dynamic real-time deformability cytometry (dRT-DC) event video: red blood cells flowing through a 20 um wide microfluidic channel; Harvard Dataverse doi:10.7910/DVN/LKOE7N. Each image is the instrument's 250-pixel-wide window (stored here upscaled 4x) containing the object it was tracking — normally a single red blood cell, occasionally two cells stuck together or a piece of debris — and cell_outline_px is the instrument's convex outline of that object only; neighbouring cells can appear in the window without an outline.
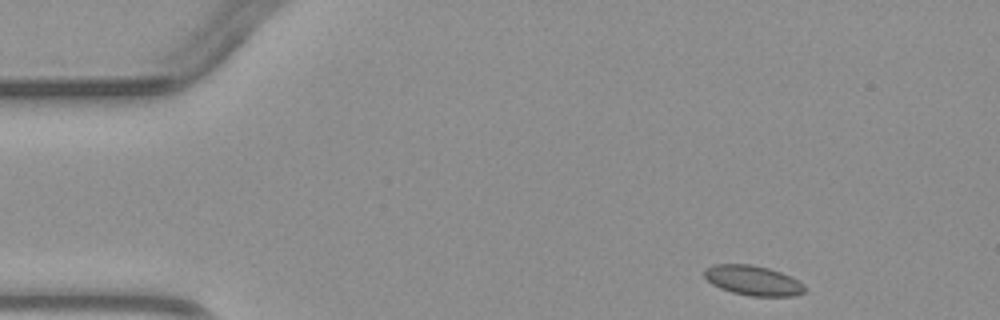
{"species": "common noctule bat (a hibernating species)", "species_latin": "Nyctalus noctula", "temperature_condition": "warm", "stored_images_in_passage": 3, "camera_frame_rate_fps": 3000, "um_per_image_px": 0.085, "animal": {"sex": "male", "body_mass_g": 23.1, "forearm_length_mm": 52.7}, "frame": {"image": 1, "passage_image": 1, "time_ms": 0.0, "image_size_px": [1000, 320], "cell_outline_px": [[808, 288], [804, 292], [792, 296], [752, 296], [732, 292], [720, 288], [712, 284], [704, 276], [704, 272], [708, 268], [716, 264], [752, 264], [768, 268], [780, 272], [804, 284]], "centroid_in_image_um": [64.02, 23.84], "position_along_channel_um": 21.0, "area_um2": 17.28}}